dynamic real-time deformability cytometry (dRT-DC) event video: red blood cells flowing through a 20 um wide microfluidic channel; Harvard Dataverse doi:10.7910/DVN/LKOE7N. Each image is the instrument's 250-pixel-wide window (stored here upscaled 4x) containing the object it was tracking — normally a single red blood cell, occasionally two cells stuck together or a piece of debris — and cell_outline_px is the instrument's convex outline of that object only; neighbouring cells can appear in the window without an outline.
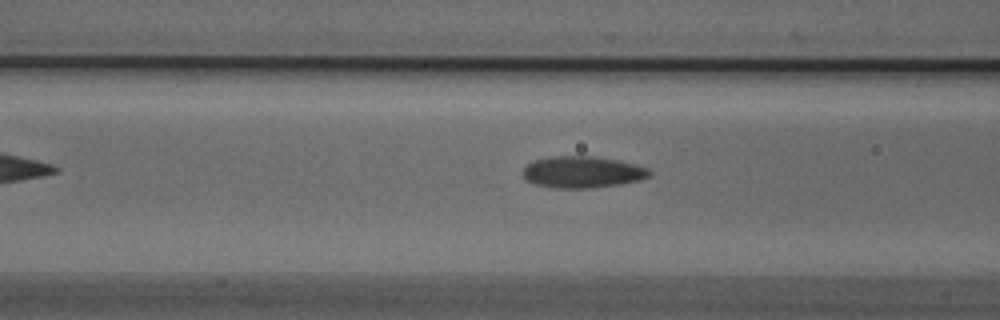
{"species": "Egyptian fruit bat (a non-hibernating species)", "species_latin": "Rousettus aegyptiacus", "temperature_condition": "cold", "stored_images_in_passage": 33, "camera_frame_rate_fps": 3000, "um_per_image_px": 0.085, "animal": {"sex": "male"}, "frame": {"image": 1, "passage_image": 4, "time_ms": 1.0, "image_size_px": [1000, 320], "cell_outline_px": [[652, 176], [640, 180], [620, 184], [588, 188], [556, 188], [532, 184], [524, 180], [524, 168], [528, 164], [536, 160], [552, 156], [592, 156], [620, 160], [636, 164], [648, 168], [652, 172]], "centroid_in_image_um": [49.54, 14.63], "position_along_channel_um": 117.1, "area_um2": 23.47}}
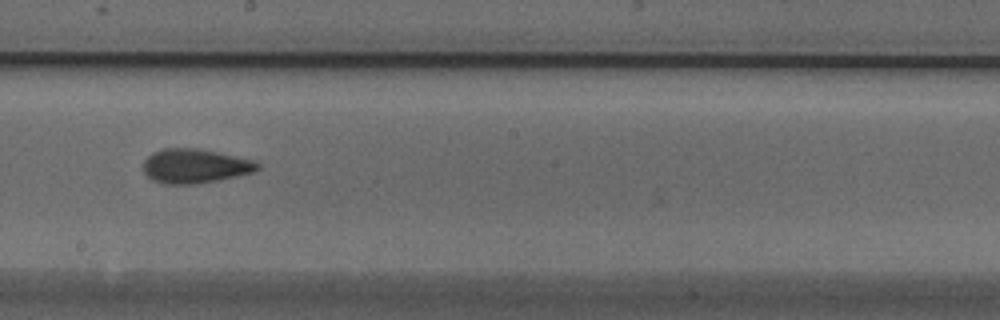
{"frame": {"image": 2, "passage_image": 13, "time_ms": 4.0, "image_size_px": [1000, 320], "cell_outline_px": [[260, 168], [252, 172], [236, 176], [196, 184], [164, 184], [152, 180], [144, 172], [144, 160], [152, 152], [164, 148], [200, 148], [256, 160], [260, 164]], "centroid_in_image_um": [16.58, 14.1], "position_along_channel_um": 231.6, "area_um2": 22.95}}
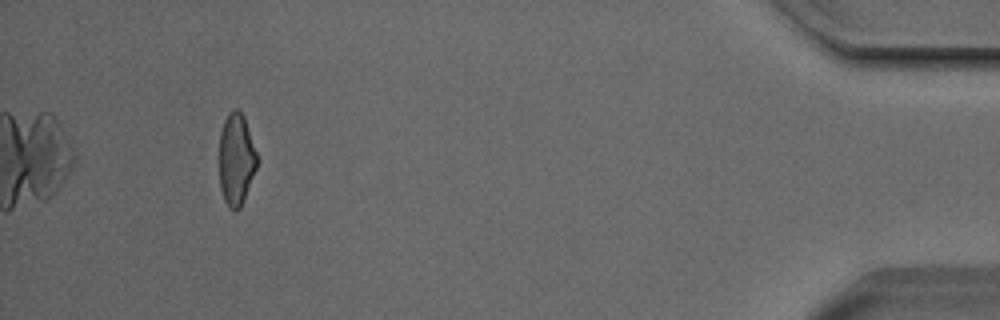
{"frame": {"image": 3, "passage_image": 33, "time_ms": 10.667, "image_size_px": [1000, 320], "cell_outline_px": [[260, 160], [244, 200], [240, 208], [236, 212], [228, 208], [224, 200], [220, 188], [220, 132], [224, 120], [228, 112], [232, 108], [236, 108], [244, 116]], "centroid_in_image_um": [20.1, 13.55], "position_along_channel_um": 415.1, "area_um2": 20.69}}